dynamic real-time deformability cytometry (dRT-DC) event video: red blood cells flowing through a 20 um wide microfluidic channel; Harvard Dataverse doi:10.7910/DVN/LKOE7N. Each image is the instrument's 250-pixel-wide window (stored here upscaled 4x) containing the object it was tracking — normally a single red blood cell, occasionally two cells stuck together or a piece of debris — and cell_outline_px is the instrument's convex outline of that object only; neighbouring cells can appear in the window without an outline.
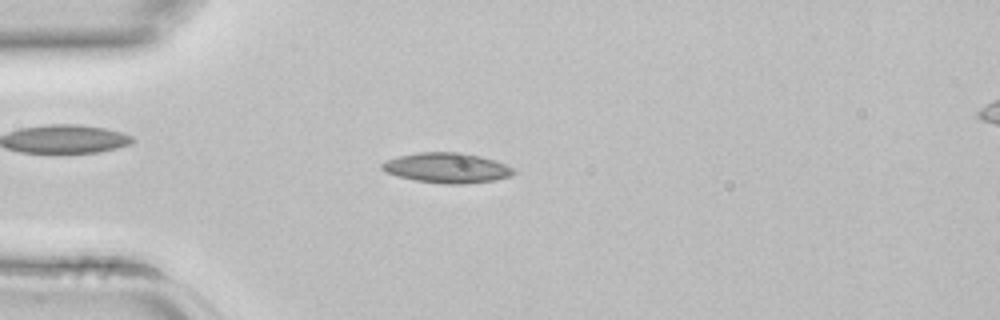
{"species": "common noctule bat (a hibernating species)", "species_latin": "Nyctalus noctula", "temperature_condition": "room temperature", "stored_images_in_passage": 3, "segment_of_instrument_passage": [1, 2], "camera_frame_rate_fps": 3000, "um_per_image_px": 0.085, "animal": {"sex": "female", "body_mass_g": 22.7, "forearm_length_mm": 54.2}, "frame": {"image": 1, "passage_image": 2, "time_ms": 0.333, "image_size_px": [1000, 320], "cell_outline_px": [[516, 172], [512, 176], [496, 180], [464, 184], [444, 184], [416, 180], [396, 176], [384, 172], [380, 168], [380, 164], [396, 156], [420, 152], [460, 152], [480, 156], [504, 164], [512, 168]], "centroid_in_image_um": [37.95, 14.27], "position_along_channel_um": 47.0, "area_um2": 23.18}}